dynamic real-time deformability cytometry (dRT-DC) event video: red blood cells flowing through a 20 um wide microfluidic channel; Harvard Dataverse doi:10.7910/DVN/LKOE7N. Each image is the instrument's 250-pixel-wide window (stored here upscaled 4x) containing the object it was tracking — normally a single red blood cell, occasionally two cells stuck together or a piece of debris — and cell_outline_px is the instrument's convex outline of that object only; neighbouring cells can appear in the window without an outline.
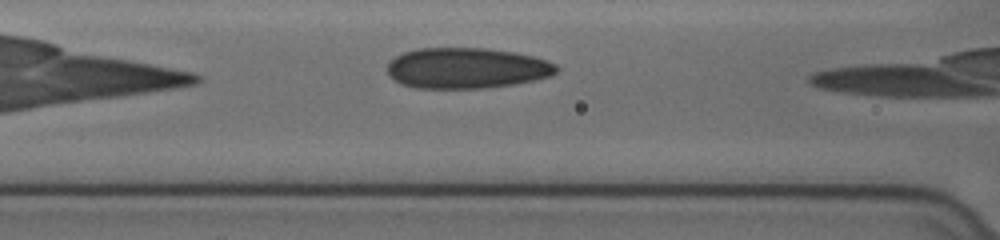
{"species": "human", "species_latin": "Homo sapiens", "temperature_condition": "cold", "stored_images_in_passage": 9, "camera_frame_rate_fps": 3000, "um_per_image_px": 0.085, "donor": {"sex": "female"}, "frame": {"image": 1, "passage_image": 7, "time_ms": 2.0, "image_size_px": [1000, 240], "cell_outline_px": [[560, 68], [552, 76], [512, 84], [480, 88], [416, 88], [400, 84], [388, 72], [388, 60], [404, 52], [420, 48], [488, 48], [512, 52], [532, 56], [548, 60], [556, 64]], "centroid_in_image_um": [39.67, 5.78], "position_along_channel_um": 126.9, "area_um2": 40.06}}